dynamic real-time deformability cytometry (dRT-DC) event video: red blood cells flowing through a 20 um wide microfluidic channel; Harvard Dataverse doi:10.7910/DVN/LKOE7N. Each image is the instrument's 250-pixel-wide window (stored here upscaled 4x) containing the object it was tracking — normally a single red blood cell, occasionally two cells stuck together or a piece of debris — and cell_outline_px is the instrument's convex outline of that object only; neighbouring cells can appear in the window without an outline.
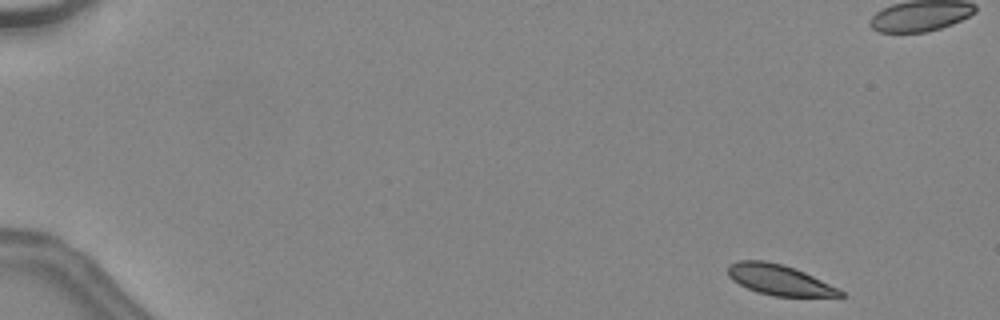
{"species": "common noctule bat (a hibernating species)", "species_latin": "Nyctalus noctula", "temperature_condition": "warm", "stored_images_in_passage": 45, "camera_frame_rate_fps": 3000, "um_per_image_px": 0.085, "animal": {"sex": "female", "body_mass_g": 24.6, "forearm_length_mm": 56.2}, "frame": {"image": 1, "passage_image": 1, "time_ms": 0.0, "image_size_px": [1000, 320], "cell_outline_px": [[844, 296], [772, 296], [756, 292], [732, 280], [728, 276], [728, 264], [740, 260], [764, 260], [780, 264], [804, 272], [840, 288], [844, 292]], "centroid_in_image_um": [66.23, 23.79], "position_along_channel_um": 18.8, "area_um2": 19.83}}
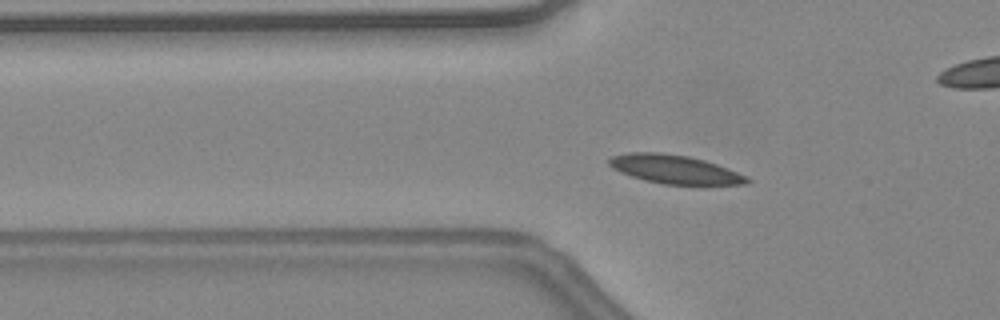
{"frame": {"image": 2, "passage_image": 14, "time_ms": 4.333, "image_size_px": [1000, 320], "cell_outline_px": [[752, 180], [748, 184], [664, 184], [644, 180], [620, 172], [612, 168], [608, 164], [608, 160], [612, 156], [628, 152], [660, 152], [688, 156], [704, 160], [728, 168], [748, 176]], "centroid_in_image_um": [57.35, 14.38], "position_along_channel_um": 68.5, "area_um2": 23.0}}
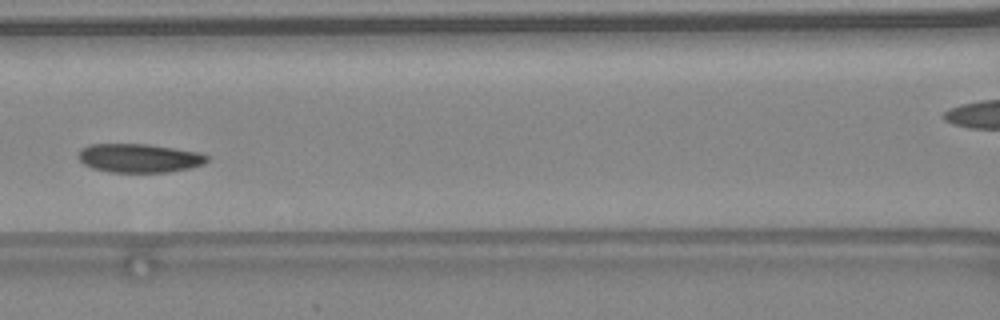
{"frame": {"image": 3, "passage_image": 20, "time_ms": 6.333, "image_size_px": [1000, 320], "cell_outline_px": [[208, 160], [204, 164], [192, 168], [168, 172], [108, 172], [92, 168], [84, 164], [76, 156], [80, 148], [88, 144], [148, 144], [200, 152], [208, 156]], "centroid_in_image_um": [11.82, 13.43], "position_along_channel_um": 154.8, "area_um2": 21.85}, "authors_computed_cell_mechanics": {"area_um2": 21.8484, "velocity_mm_per_s": 4.4772, "shape_relaxation_time_tau1_ms": 4.6961, "shape_relaxation_time_tau2_ms": null, "deformation_change_tau1": 0.0936, "deformation_change_tau2": null}}